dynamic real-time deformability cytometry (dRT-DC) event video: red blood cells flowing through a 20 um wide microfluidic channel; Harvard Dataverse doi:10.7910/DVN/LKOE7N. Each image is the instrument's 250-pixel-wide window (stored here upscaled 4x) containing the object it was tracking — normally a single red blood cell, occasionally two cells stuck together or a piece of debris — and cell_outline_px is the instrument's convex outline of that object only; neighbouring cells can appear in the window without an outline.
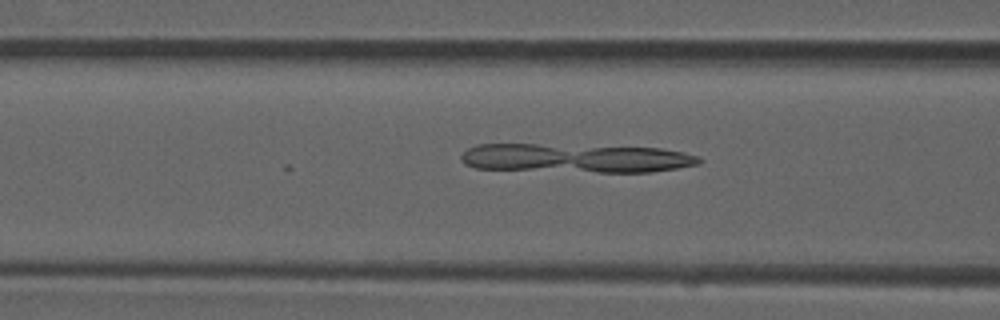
{"species": "common noctule bat (a hibernating species)", "species_latin": "Nyctalus noctula", "temperature_condition": "room temperature", "stored_images_in_passage": 4, "camera_frame_rate_fps": 3000, "um_per_image_px": 0.085, "animal": {"sex": "male", "forearm_length_mm": 52.5}, "frame": {"image": 1, "passage_image": 4, "time_ms": 1.0, "image_size_px": [1000, 320], "cell_outline_px": [[704, 160], [700, 164], [652, 172], [600, 172], [476, 168], [464, 164], [460, 160], [460, 156], [468, 148], [476, 144], [536, 144], [660, 148], [684, 152], [700, 156]], "centroid_in_image_um": [48.97, 13.44], "position_along_channel_um": 117.6, "area_um2": 40.11}}